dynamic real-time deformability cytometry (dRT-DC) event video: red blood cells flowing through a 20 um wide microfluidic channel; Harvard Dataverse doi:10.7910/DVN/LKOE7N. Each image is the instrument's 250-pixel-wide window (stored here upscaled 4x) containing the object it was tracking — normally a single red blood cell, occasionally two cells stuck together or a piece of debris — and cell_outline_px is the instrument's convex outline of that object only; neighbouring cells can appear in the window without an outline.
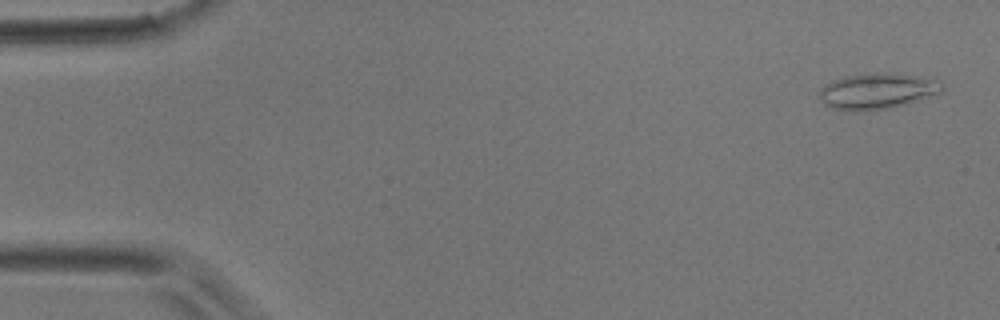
{"species": "common noctule bat (a hibernating species)", "species_latin": "Nyctalus noctula", "temperature_condition": "room temperature", "stored_images_in_passage": 3, "camera_frame_rate_fps": 3000, "um_per_image_px": 0.085, "animal": {"sex": "male", "body_mass_g": 17.9}, "frame": {"image": 1, "passage_image": 1, "time_ms": 0.0, "image_size_px": [1000, 320], "cell_outline_px": [[944, 88], [940, 92], [892, 108], [860, 112], [856, 112], [828, 108], [820, 100], [820, 92], [824, 84], [832, 80], [844, 76], [880, 72], [896, 72], [940, 80], [944, 84]], "centroid_in_image_um": [74.54, 7.74], "position_along_channel_um": 10.5, "area_um2": 26.07}}